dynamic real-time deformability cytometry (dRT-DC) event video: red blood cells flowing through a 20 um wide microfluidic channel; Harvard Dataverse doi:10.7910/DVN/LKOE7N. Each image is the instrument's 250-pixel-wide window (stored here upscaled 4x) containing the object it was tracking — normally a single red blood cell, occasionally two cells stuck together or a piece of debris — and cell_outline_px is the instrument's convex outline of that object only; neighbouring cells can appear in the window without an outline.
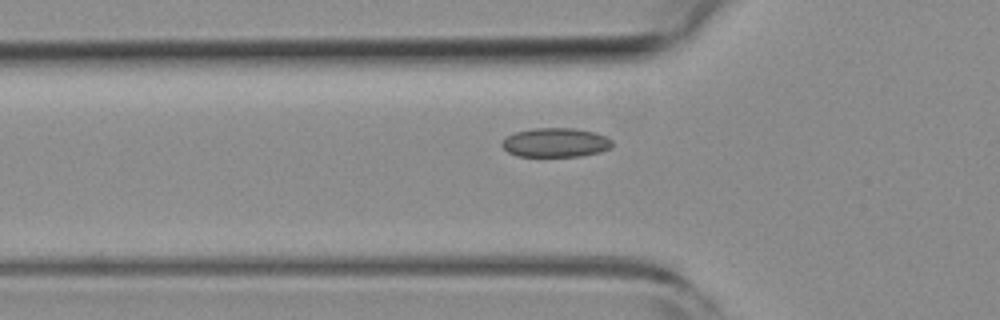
{"species": "common noctule bat (a hibernating species)", "species_latin": "Nyctalus noctula", "temperature_condition": "room temperature", "stored_images_in_passage": 39, "camera_frame_rate_fps": 3000, "um_per_image_px": 0.085, "animal": {"sex": "female", "body_mass_g": 19.3, "forearm_length_mm": 54.1}, "frame": {"image": 1, "passage_image": 4, "time_ms": 1.0, "image_size_px": [1000, 320], "cell_outline_px": [[612, 148], [600, 152], [580, 156], [516, 156], [508, 152], [500, 144], [500, 140], [504, 136], [516, 132], [532, 128], [576, 128], [596, 132], [612, 140]], "centroid_in_image_um": [47.19, 12.11], "position_along_channel_um": 78.6, "area_um2": 19.02}}
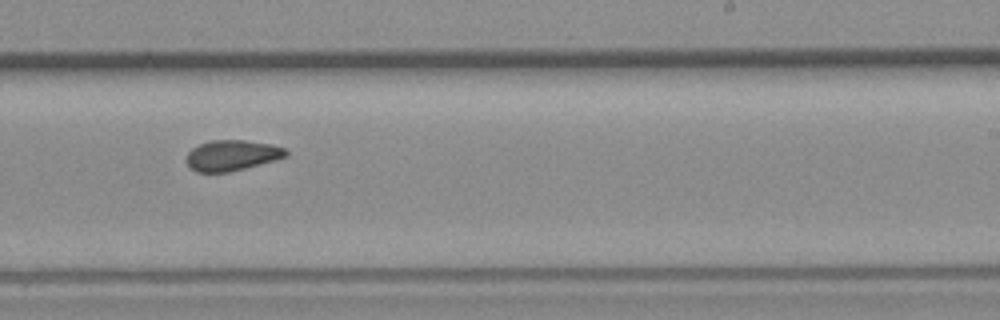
{"frame": {"image": 2, "passage_image": 19, "time_ms": 6.0, "image_size_px": [1000, 320], "cell_outline_px": [[288, 156], [276, 160], [228, 172], [196, 172], [188, 168], [184, 160], [188, 152], [192, 148], [200, 144], [212, 140], [244, 140], [272, 144], [284, 148], [288, 152]], "centroid_in_image_um": [19.68, 13.21], "position_along_channel_um": 269.3, "area_um2": 17.92}}
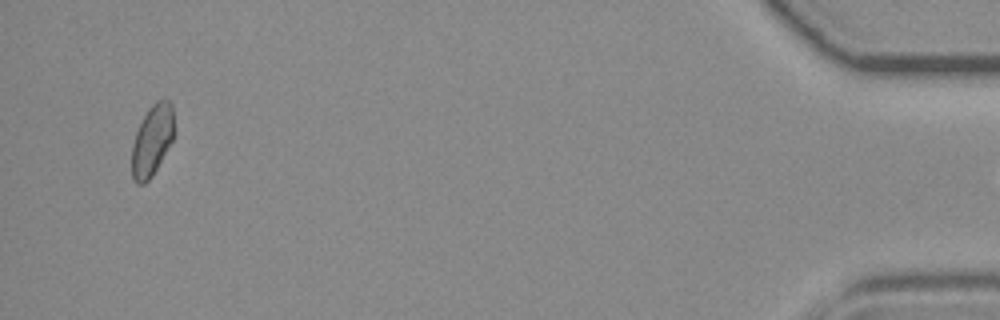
{"frame": {"image": 3, "passage_image": 38, "time_ms": 12.333, "image_size_px": [1000, 320], "cell_outline_px": [[172, 140], [152, 176], [144, 184], [136, 184], [132, 180], [132, 144], [136, 132], [148, 108], [156, 100], [168, 100], [172, 104]], "centroid_in_image_um": [12.89, 11.96], "position_along_channel_um": 422.3, "area_um2": 17.11}}